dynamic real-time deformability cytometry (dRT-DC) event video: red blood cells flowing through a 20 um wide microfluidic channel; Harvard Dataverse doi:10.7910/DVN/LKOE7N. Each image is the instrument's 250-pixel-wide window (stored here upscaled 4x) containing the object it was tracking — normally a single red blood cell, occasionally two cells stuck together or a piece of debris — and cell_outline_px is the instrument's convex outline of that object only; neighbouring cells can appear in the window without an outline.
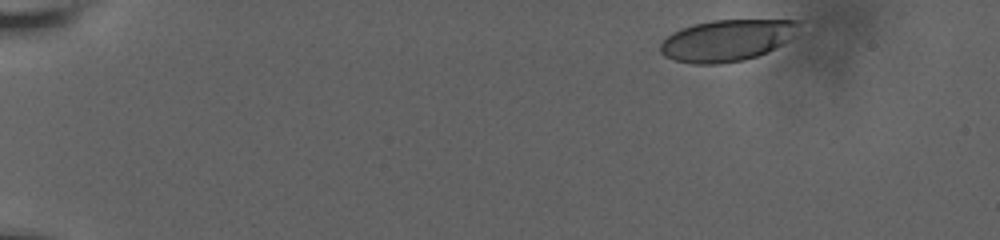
{"species": "human", "species_latin": "Homo sapiens", "temperature_condition": "room temperature", "stored_images_in_passage": 45, "camera_frame_rate_fps": 3000, "um_per_image_px": 0.085, "donor": {"sex": "male"}, "frame": {"image": 1, "passage_image": 1, "time_ms": 0.0, "image_size_px": [1000, 240], "cell_outline_px": [[804, 20], [788, 40], [768, 52], [744, 60], [720, 64], [692, 64], [672, 60], [664, 56], [660, 52], [660, 44], [672, 32], [680, 28], [712, 20]], "centroid_in_image_um": [61.76, 3.44], "position_along_channel_um": 23.2, "area_um2": 33.52}}
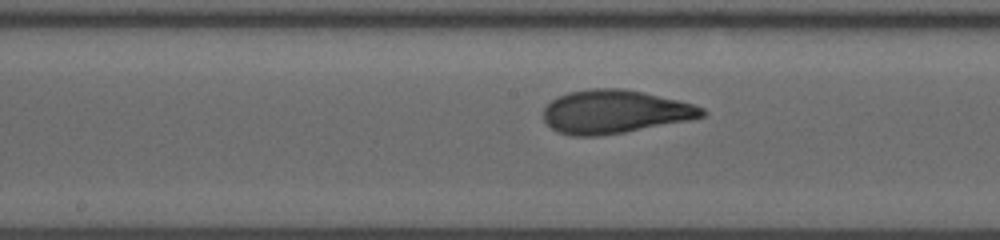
{"frame": {"image": 2, "passage_image": 26, "time_ms": 8.333, "image_size_px": [1000, 240], "cell_outline_px": [[708, 112], [704, 116], [688, 120], [624, 132], [596, 136], [572, 136], [556, 132], [544, 120], [544, 108], [556, 96], [568, 92], [592, 88], [624, 88], [644, 92], [692, 104], [704, 108]], "centroid_in_image_um": [52.22, 9.49], "position_along_channel_um": 196.0, "area_um2": 40.0}}
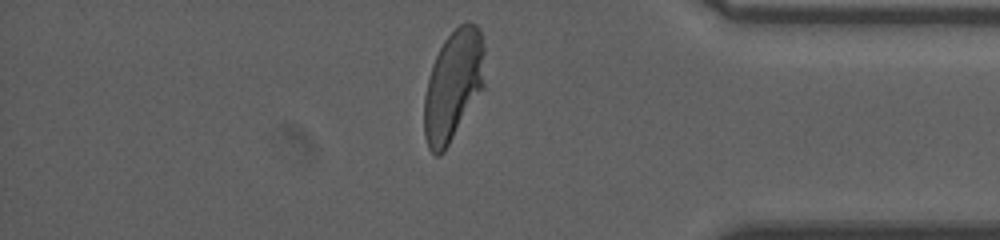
{"frame": {"image": 3, "passage_image": 44, "time_ms": 14.333, "image_size_px": [1000, 240], "cell_outline_px": [[484, 88], [444, 152], [440, 156], [436, 156], [428, 148], [424, 136], [424, 96], [428, 76], [432, 64], [444, 40], [460, 24], [468, 20], [476, 24], [480, 28], [484, 48]], "centroid_in_image_um": [38.52, 7.26], "position_along_channel_um": 396.7, "area_um2": 39.42}, "authors_computed_cell_mechanics": {"area_um2": 39.1884, "velocity_mm_per_s": 3.6568, "shape_relaxation_time_tau1_ms": 4.386, "shape_relaxation_time_tau2_ms": 0.9482, "deformation_change_tau1": 0.2023, "deformation_change_tau2": 0.0653}}